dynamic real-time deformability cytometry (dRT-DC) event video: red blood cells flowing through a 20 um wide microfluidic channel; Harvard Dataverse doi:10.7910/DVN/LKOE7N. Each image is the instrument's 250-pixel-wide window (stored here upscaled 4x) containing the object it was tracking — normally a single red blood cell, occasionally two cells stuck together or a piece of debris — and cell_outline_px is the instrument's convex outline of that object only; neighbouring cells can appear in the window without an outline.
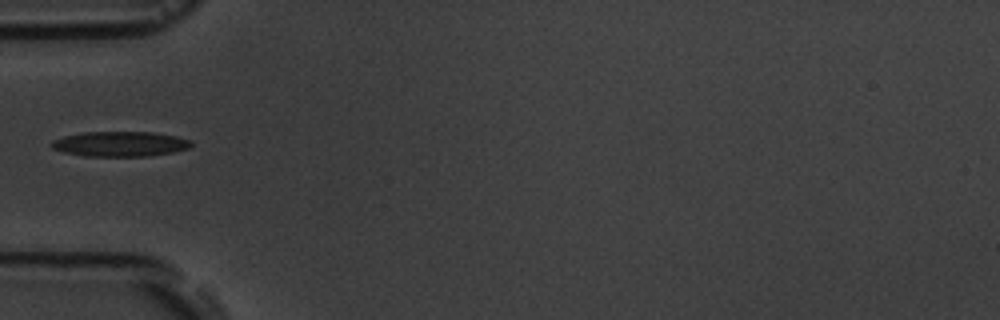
{"species": "common noctule bat (a hibernating species)", "species_latin": "Nyctalus noctula", "temperature_condition": "room temperature", "stored_images_in_passage": 2, "camera_frame_rate_fps": 3000, "um_per_image_px": 0.085, "animal": {"sex": "male", "body_mass_g": 19.5, "forearm_length_mm": 54.6}, "frame": {"image": 1, "passage_image": 1, "time_ms": 0.0, "image_size_px": [1000, 320], "cell_outline_px": [[192, 144], [188, 148], [172, 152], [148, 156], [84, 156], [64, 152], [52, 148], [52, 140], [64, 136], [84, 132], [152, 132], [176, 136], [192, 140]], "centroid_in_image_um": [10.21, 12.23], "position_along_channel_um": 74.8, "area_um2": 20.29}}
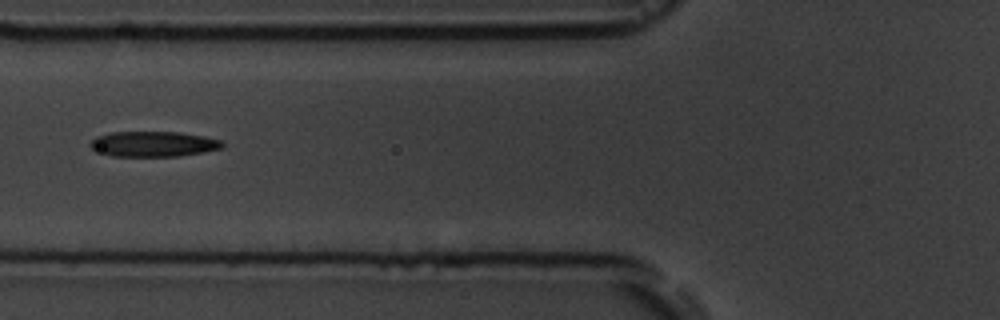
{"frame": {"image": 2, "passage_image": 2, "time_ms": 1.0, "image_size_px": [1000, 320], "cell_outline_px": [[224, 148], [180, 156], [112, 156], [92, 148], [88, 144], [96, 136], [112, 132], [180, 132], [204, 136], [220, 140], [224, 144]], "centroid_in_image_um": [13.06, 12.23], "position_along_channel_um": 112.7, "area_um2": 19.42}}